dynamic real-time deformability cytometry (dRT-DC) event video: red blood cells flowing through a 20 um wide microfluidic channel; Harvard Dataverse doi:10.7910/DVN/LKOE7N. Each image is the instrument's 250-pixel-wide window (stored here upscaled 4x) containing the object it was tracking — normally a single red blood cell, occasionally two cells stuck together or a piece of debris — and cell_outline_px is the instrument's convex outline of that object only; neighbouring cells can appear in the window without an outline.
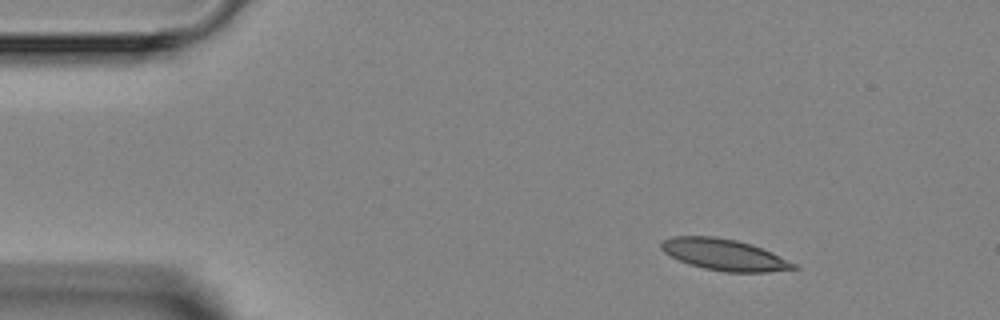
{"species": "Egyptian fruit bat (a non-hibernating species)", "species_latin": "Rousettus aegyptiacus", "temperature_condition": "room temperature", "stored_images_in_passage": 3, "camera_frame_rate_fps": 3000, "um_per_image_px": 0.085, "animal": {"sex": "female"}, "frame": {"image": 1, "passage_image": 1, "time_ms": 0.0, "image_size_px": [1000, 320], "cell_outline_px": [[800, 268], [768, 272], [724, 272], [704, 268], [688, 264], [664, 252], [660, 248], [660, 240], [672, 236], [716, 236], [736, 240], [752, 244], [772, 252], [796, 264]], "centroid_in_image_um": [61.55, 21.64], "position_along_channel_um": 23.5, "area_um2": 24.33}}
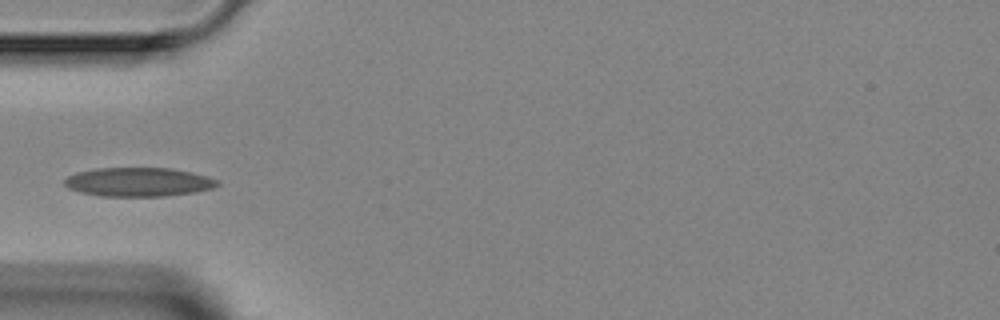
{"frame": {"image": 2, "passage_image": 3, "time_ms": 3.0, "image_size_px": [1000, 320], "cell_outline_px": [[220, 184], [212, 188], [196, 192], [164, 196], [100, 196], [80, 192], [68, 188], [64, 184], [64, 180], [68, 176], [76, 172], [96, 168], [172, 168], [192, 172], [208, 176], [220, 180]], "centroid_in_image_um": [11.79, 15.47], "position_along_channel_um": 73.2, "area_um2": 25.95}}